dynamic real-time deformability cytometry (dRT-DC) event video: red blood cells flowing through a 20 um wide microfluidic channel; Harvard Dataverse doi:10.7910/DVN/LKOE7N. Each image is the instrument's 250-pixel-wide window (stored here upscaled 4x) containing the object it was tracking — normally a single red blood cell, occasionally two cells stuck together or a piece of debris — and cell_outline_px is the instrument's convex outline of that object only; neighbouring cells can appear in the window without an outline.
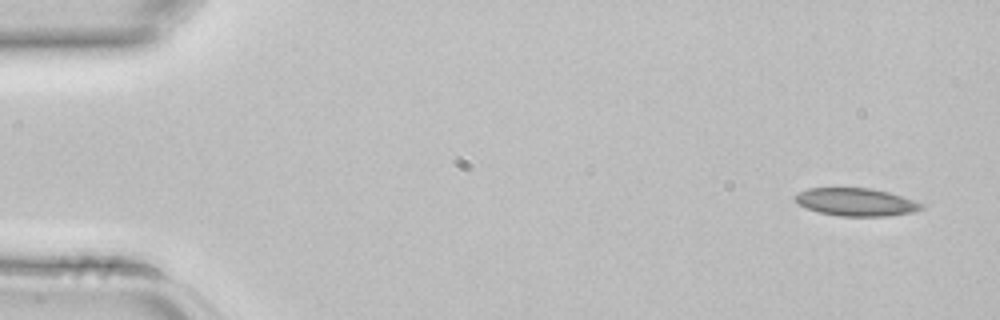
{"species": "common noctule bat (a hibernating species)", "species_latin": "Nyctalus noctula", "temperature_condition": "room temperature", "stored_images_in_passage": 4, "camera_frame_rate_fps": 3000, "um_per_image_px": 0.085, "animal": {"sex": "female", "body_mass_g": 22.7, "forearm_length_mm": 54.2}, "frame": {"image": 1, "passage_image": 1, "time_ms": 0.0, "image_size_px": [1000, 320], "cell_outline_px": [[924, 208], [912, 212], [888, 216], [840, 216], [820, 212], [796, 204], [792, 196], [808, 188], [872, 188], [888, 192], [924, 204]], "centroid_in_image_um": [72.73, 17.17], "position_along_channel_um": 12.3, "area_um2": 20.4}}
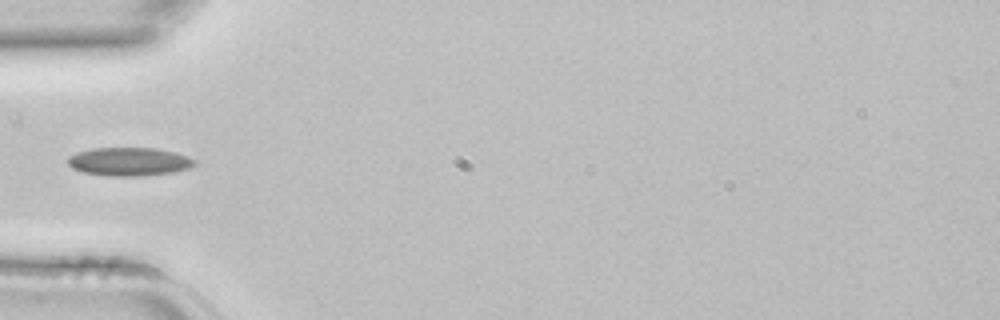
{"frame": {"image": 2, "passage_image": 4, "time_ms": 1.0, "image_size_px": [1000, 320], "cell_outline_px": [[196, 164], [192, 168], [172, 172], [140, 176], [108, 176], [84, 172], [72, 168], [68, 164], [68, 156], [76, 152], [92, 148], [156, 148], [188, 156], [196, 160]], "centroid_in_image_um": [10.98, 13.74], "position_along_channel_um": 74.0, "area_um2": 21.04}}